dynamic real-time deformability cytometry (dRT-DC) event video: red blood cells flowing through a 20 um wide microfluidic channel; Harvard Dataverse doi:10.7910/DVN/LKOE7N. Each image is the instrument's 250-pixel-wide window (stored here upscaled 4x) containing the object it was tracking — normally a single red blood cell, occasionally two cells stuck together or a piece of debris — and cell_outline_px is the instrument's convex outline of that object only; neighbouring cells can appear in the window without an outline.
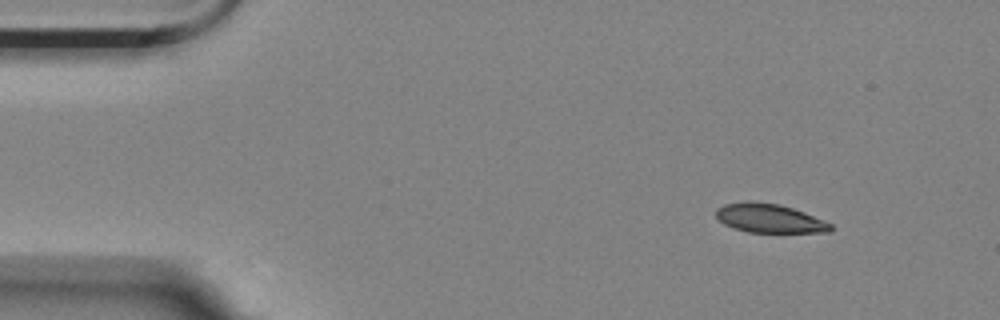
{"species": "Egyptian fruit bat (a non-hibernating species)", "species_latin": "Rousettus aegyptiacus", "temperature_condition": "room temperature", "stored_images_in_passage": 5, "camera_frame_rate_fps": 3000, "um_per_image_px": 0.085, "animal": {"sex": "female"}, "frame": {"image": 1, "passage_image": 2, "time_ms": 0.333, "image_size_px": [1000, 320], "cell_outline_px": [[832, 228], [828, 232], [748, 232], [724, 224], [716, 216], [716, 208], [724, 204], [744, 200], [752, 200], [780, 204], [804, 212], [824, 220], [832, 224]], "centroid_in_image_um": [65.37, 18.53], "position_along_channel_um": 19.6, "area_um2": 19.36}}
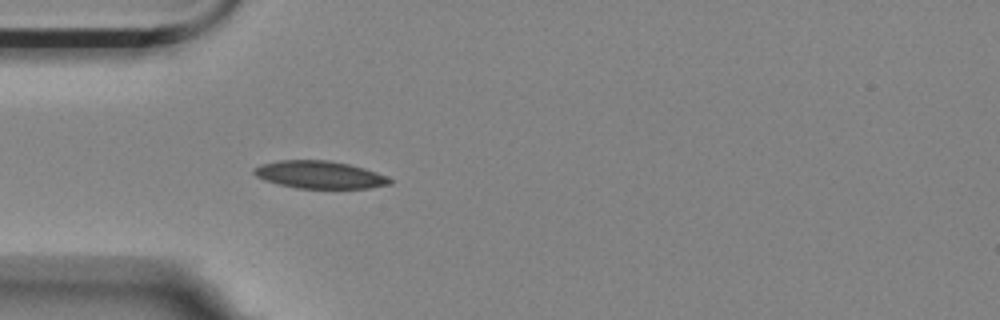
{"frame": {"image": 2, "passage_image": 5, "time_ms": 1.333, "image_size_px": [1000, 320], "cell_outline_px": [[392, 184], [368, 188], [296, 188], [276, 184], [264, 180], [256, 176], [252, 172], [252, 168], [260, 164], [280, 160], [328, 160], [348, 164], [364, 168], [388, 176], [392, 180]], "centroid_in_image_um": [27.14, 14.85], "position_along_channel_um": 57.9, "area_um2": 21.96}}